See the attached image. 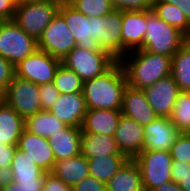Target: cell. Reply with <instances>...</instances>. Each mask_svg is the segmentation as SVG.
<instances>
[{"label": "cell", "instance_id": "7c38bea8", "mask_svg": "<svg viewBox=\"0 0 190 191\" xmlns=\"http://www.w3.org/2000/svg\"><path fill=\"white\" fill-rule=\"evenodd\" d=\"M147 101L158 117H170L180 91L174 78L169 75L145 88Z\"/></svg>", "mask_w": 190, "mask_h": 191}, {"label": "cell", "instance_id": "4316f807", "mask_svg": "<svg viewBox=\"0 0 190 191\" xmlns=\"http://www.w3.org/2000/svg\"><path fill=\"white\" fill-rule=\"evenodd\" d=\"M24 127L25 130L32 134L48 139L50 135L60 132L67 125L53 116L49 111L41 110L34 115L26 117Z\"/></svg>", "mask_w": 190, "mask_h": 191}, {"label": "cell", "instance_id": "484cf974", "mask_svg": "<svg viewBox=\"0 0 190 191\" xmlns=\"http://www.w3.org/2000/svg\"><path fill=\"white\" fill-rule=\"evenodd\" d=\"M107 191H144L141 171L134 159H129L106 183Z\"/></svg>", "mask_w": 190, "mask_h": 191}, {"label": "cell", "instance_id": "7bdbcfd3", "mask_svg": "<svg viewBox=\"0 0 190 191\" xmlns=\"http://www.w3.org/2000/svg\"><path fill=\"white\" fill-rule=\"evenodd\" d=\"M17 0H0V21L13 20Z\"/></svg>", "mask_w": 190, "mask_h": 191}, {"label": "cell", "instance_id": "c3c4849f", "mask_svg": "<svg viewBox=\"0 0 190 191\" xmlns=\"http://www.w3.org/2000/svg\"><path fill=\"white\" fill-rule=\"evenodd\" d=\"M53 1H61V0H17V2H34V3L53 2Z\"/></svg>", "mask_w": 190, "mask_h": 191}, {"label": "cell", "instance_id": "d6a6232c", "mask_svg": "<svg viewBox=\"0 0 190 191\" xmlns=\"http://www.w3.org/2000/svg\"><path fill=\"white\" fill-rule=\"evenodd\" d=\"M67 2L88 18L105 16L114 10L110 0H67Z\"/></svg>", "mask_w": 190, "mask_h": 191}, {"label": "cell", "instance_id": "f546056e", "mask_svg": "<svg viewBox=\"0 0 190 191\" xmlns=\"http://www.w3.org/2000/svg\"><path fill=\"white\" fill-rule=\"evenodd\" d=\"M151 10L158 18L176 27L190 38V21L178 6L165 2H153Z\"/></svg>", "mask_w": 190, "mask_h": 191}, {"label": "cell", "instance_id": "681fc988", "mask_svg": "<svg viewBox=\"0 0 190 191\" xmlns=\"http://www.w3.org/2000/svg\"><path fill=\"white\" fill-rule=\"evenodd\" d=\"M185 133L190 135V127H189V129Z\"/></svg>", "mask_w": 190, "mask_h": 191}, {"label": "cell", "instance_id": "f35d334b", "mask_svg": "<svg viewBox=\"0 0 190 191\" xmlns=\"http://www.w3.org/2000/svg\"><path fill=\"white\" fill-rule=\"evenodd\" d=\"M72 191H107V189L104 182L89 175L74 185Z\"/></svg>", "mask_w": 190, "mask_h": 191}, {"label": "cell", "instance_id": "ffe728a7", "mask_svg": "<svg viewBox=\"0 0 190 191\" xmlns=\"http://www.w3.org/2000/svg\"><path fill=\"white\" fill-rule=\"evenodd\" d=\"M121 115V110H87L81 131L84 133L114 136Z\"/></svg>", "mask_w": 190, "mask_h": 191}, {"label": "cell", "instance_id": "e0dca14e", "mask_svg": "<svg viewBox=\"0 0 190 191\" xmlns=\"http://www.w3.org/2000/svg\"><path fill=\"white\" fill-rule=\"evenodd\" d=\"M179 133L168 117H157L144 126L143 150L170 152Z\"/></svg>", "mask_w": 190, "mask_h": 191}, {"label": "cell", "instance_id": "6da1fadb", "mask_svg": "<svg viewBox=\"0 0 190 191\" xmlns=\"http://www.w3.org/2000/svg\"><path fill=\"white\" fill-rule=\"evenodd\" d=\"M127 78L120 61L103 74L83 82L87 110H121Z\"/></svg>", "mask_w": 190, "mask_h": 191}, {"label": "cell", "instance_id": "b9f144b4", "mask_svg": "<svg viewBox=\"0 0 190 191\" xmlns=\"http://www.w3.org/2000/svg\"><path fill=\"white\" fill-rule=\"evenodd\" d=\"M42 191H72V187L51 173H46Z\"/></svg>", "mask_w": 190, "mask_h": 191}, {"label": "cell", "instance_id": "8992f818", "mask_svg": "<svg viewBox=\"0 0 190 191\" xmlns=\"http://www.w3.org/2000/svg\"><path fill=\"white\" fill-rule=\"evenodd\" d=\"M116 61L106 51L85 50L76 46L64 57L62 64L86 82L106 72Z\"/></svg>", "mask_w": 190, "mask_h": 191}, {"label": "cell", "instance_id": "f1b7e54d", "mask_svg": "<svg viewBox=\"0 0 190 191\" xmlns=\"http://www.w3.org/2000/svg\"><path fill=\"white\" fill-rule=\"evenodd\" d=\"M171 76L180 92H190V38L172 56Z\"/></svg>", "mask_w": 190, "mask_h": 191}, {"label": "cell", "instance_id": "ac0fdd59", "mask_svg": "<svg viewBox=\"0 0 190 191\" xmlns=\"http://www.w3.org/2000/svg\"><path fill=\"white\" fill-rule=\"evenodd\" d=\"M17 148L25 152L46 173L51 172L56 160L47 138L32 134L24 129L18 140Z\"/></svg>", "mask_w": 190, "mask_h": 191}, {"label": "cell", "instance_id": "ee69618b", "mask_svg": "<svg viewBox=\"0 0 190 191\" xmlns=\"http://www.w3.org/2000/svg\"><path fill=\"white\" fill-rule=\"evenodd\" d=\"M154 2H165L178 6L190 21V0H154Z\"/></svg>", "mask_w": 190, "mask_h": 191}, {"label": "cell", "instance_id": "2e32d148", "mask_svg": "<svg viewBox=\"0 0 190 191\" xmlns=\"http://www.w3.org/2000/svg\"><path fill=\"white\" fill-rule=\"evenodd\" d=\"M114 139L121 153L129 159H134L143 151L144 126L122 114Z\"/></svg>", "mask_w": 190, "mask_h": 191}, {"label": "cell", "instance_id": "f6af8a7d", "mask_svg": "<svg viewBox=\"0 0 190 191\" xmlns=\"http://www.w3.org/2000/svg\"><path fill=\"white\" fill-rule=\"evenodd\" d=\"M151 191H183V190L179 187L177 183L170 181L155 187Z\"/></svg>", "mask_w": 190, "mask_h": 191}, {"label": "cell", "instance_id": "e575fe53", "mask_svg": "<svg viewBox=\"0 0 190 191\" xmlns=\"http://www.w3.org/2000/svg\"><path fill=\"white\" fill-rule=\"evenodd\" d=\"M114 10L146 11L152 9L154 0H110Z\"/></svg>", "mask_w": 190, "mask_h": 191}, {"label": "cell", "instance_id": "60d3db41", "mask_svg": "<svg viewBox=\"0 0 190 191\" xmlns=\"http://www.w3.org/2000/svg\"><path fill=\"white\" fill-rule=\"evenodd\" d=\"M190 175V164L173 160L171 169V181L179 184L181 180Z\"/></svg>", "mask_w": 190, "mask_h": 191}, {"label": "cell", "instance_id": "836d02e7", "mask_svg": "<svg viewBox=\"0 0 190 191\" xmlns=\"http://www.w3.org/2000/svg\"><path fill=\"white\" fill-rule=\"evenodd\" d=\"M170 154L173 160L190 164V135L180 132L171 147Z\"/></svg>", "mask_w": 190, "mask_h": 191}, {"label": "cell", "instance_id": "ba28073f", "mask_svg": "<svg viewBox=\"0 0 190 191\" xmlns=\"http://www.w3.org/2000/svg\"><path fill=\"white\" fill-rule=\"evenodd\" d=\"M91 38L101 50L108 52L117 61L121 59L122 11L113 10L101 17H90Z\"/></svg>", "mask_w": 190, "mask_h": 191}, {"label": "cell", "instance_id": "4fadbf2b", "mask_svg": "<svg viewBox=\"0 0 190 191\" xmlns=\"http://www.w3.org/2000/svg\"><path fill=\"white\" fill-rule=\"evenodd\" d=\"M58 14L64 19L78 47L85 50L104 51L98 47L97 42L90 36V18L74 9L67 1L61 2Z\"/></svg>", "mask_w": 190, "mask_h": 191}, {"label": "cell", "instance_id": "8d00e7d4", "mask_svg": "<svg viewBox=\"0 0 190 191\" xmlns=\"http://www.w3.org/2000/svg\"><path fill=\"white\" fill-rule=\"evenodd\" d=\"M15 76V67L0 56V96L6 91Z\"/></svg>", "mask_w": 190, "mask_h": 191}, {"label": "cell", "instance_id": "52a82bcc", "mask_svg": "<svg viewBox=\"0 0 190 191\" xmlns=\"http://www.w3.org/2000/svg\"><path fill=\"white\" fill-rule=\"evenodd\" d=\"M141 171L144 191L171 181L173 159L168 151L143 150L135 158Z\"/></svg>", "mask_w": 190, "mask_h": 191}, {"label": "cell", "instance_id": "74e56055", "mask_svg": "<svg viewBox=\"0 0 190 191\" xmlns=\"http://www.w3.org/2000/svg\"><path fill=\"white\" fill-rule=\"evenodd\" d=\"M44 181L35 182H13L9 180L0 191H42Z\"/></svg>", "mask_w": 190, "mask_h": 191}, {"label": "cell", "instance_id": "4dcf8cb0", "mask_svg": "<svg viewBox=\"0 0 190 191\" xmlns=\"http://www.w3.org/2000/svg\"><path fill=\"white\" fill-rule=\"evenodd\" d=\"M52 83L60 94L83 92L82 79L62 63L58 67Z\"/></svg>", "mask_w": 190, "mask_h": 191}, {"label": "cell", "instance_id": "277c9868", "mask_svg": "<svg viewBox=\"0 0 190 191\" xmlns=\"http://www.w3.org/2000/svg\"><path fill=\"white\" fill-rule=\"evenodd\" d=\"M61 2H17L13 21L38 41L44 29L57 15Z\"/></svg>", "mask_w": 190, "mask_h": 191}, {"label": "cell", "instance_id": "7dc6e473", "mask_svg": "<svg viewBox=\"0 0 190 191\" xmlns=\"http://www.w3.org/2000/svg\"><path fill=\"white\" fill-rule=\"evenodd\" d=\"M178 185L183 191H190V175L183 178Z\"/></svg>", "mask_w": 190, "mask_h": 191}, {"label": "cell", "instance_id": "1f68e13d", "mask_svg": "<svg viewBox=\"0 0 190 191\" xmlns=\"http://www.w3.org/2000/svg\"><path fill=\"white\" fill-rule=\"evenodd\" d=\"M179 132H186L190 127V92H180L169 117Z\"/></svg>", "mask_w": 190, "mask_h": 191}, {"label": "cell", "instance_id": "603a6c76", "mask_svg": "<svg viewBox=\"0 0 190 191\" xmlns=\"http://www.w3.org/2000/svg\"><path fill=\"white\" fill-rule=\"evenodd\" d=\"M81 154L87 159L121 153L114 136L84 133L81 134Z\"/></svg>", "mask_w": 190, "mask_h": 191}, {"label": "cell", "instance_id": "8fae6325", "mask_svg": "<svg viewBox=\"0 0 190 191\" xmlns=\"http://www.w3.org/2000/svg\"><path fill=\"white\" fill-rule=\"evenodd\" d=\"M77 43L64 19L57 13L38 39V49L63 60Z\"/></svg>", "mask_w": 190, "mask_h": 191}, {"label": "cell", "instance_id": "44dd1931", "mask_svg": "<svg viewBox=\"0 0 190 191\" xmlns=\"http://www.w3.org/2000/svg\"><path fill=\"white\" fill-rule=\"evenodd\" d=\"M81 128L67 126L48 138L55 160L68 159L81 154Z\"/></svg>", "mask_w": 190, "mask_h": 191}, {"label": "cell", "instance_id": "d4e9b609", "mask_svg": "<svg viewBox=\"0 0 190 191\" xmlns=\"http://www.w3.org/2000/svg\"><path fill=\"white\" fill-rule=\"evenodd\" d=\"M9 172L13 182L44 181L46 172L35 164L25 152L16 149Z\"/></svg>", "mask_w": 190, "mask_h": 191}, {"label": "cell", "instance_id": "cb8c5ba5", "mask_svg": "<svg viewBox=\"0 0 190 191\" xmlns=\"http://www.w3.org/2000/svg\"><path fill=\"white\" fill-rule=\"evenodd\" d=\"M25 119L0 99V144L17 145Z\"/></svg>", "mask_w": 190, "mask_h": 191}, {"label": "cell", "instance_id": "7402d4cb", "mask_svg": "<svg viewBox=\"0 0 190 191\" xmlns=\"http://www.w3.org/2000/svg\"><path fill=\"white\" fill-rule=\"evenodd\" d=\"M50 173L73 187L89 176V164L87 158L79 154L72 158L55 161Z\"/></svg>", "mask_w": 190, "mask_h": 191}, {"label": "cell", "instance_id": "30bf717a", "mask_svg": "<svg viewBox=\"0 0 190 191\" xmlns=\"http://www.w3.org/2000/svg\"><path fill=\"white\" fill-rule=\"evenodd\" d=\"M62 60L37 49L15 67V76L37 85L52 83Z\"/></svg>", "mask_w": 190, "mask_h": 191}, {"label": "cell", "instance_id": "5bb4252c", "mask_svg": "<svg viewBox=\"0 0 190 191\" xmlns=\"http://www.w3.org/2000/svg\"><path fill=\"white\" fill-rule=\"evenodd\" d=\"M146 11H122L121 58L130 51L141 49L146 34Z\"/></svg>", "mask_w": 190, "mask_h": 191}, {"label": "cell", "instance_id": "9c48e42d", "mask_svg": "<svg viewBox=\"0 0 190 191\" xmlns=\"http://www.w3.org/2000/svg\"><path fill=\"white\" fill-rule=\"evenodd\" d=\"M1 99L24 119L41 111L39 85L14 76Z\"/></svg>", "mask_w": 190, "mask_h": 191}, {"label": "cell", "instance_id": "ab89813d", "mask_svg": "<svg viewBox=\"0 0 190 191\" xmlns=\"http://www.w3.org/2000/svg\"><path fill=\"white\" fill-rule=\"evenodd\" d=\"M16 149L17 145L0 144V169L10 170Z\"/></svg>", "mask_w": 190, "mask_h": 191}, {"label": "cell", "instance_id": "83f0119b", "mask_svg": "<svg viewBox=\"0 0 190 191\" xmlns=\"http://www.w3.org/2000/svg\"><path fill=\"white\" fill-rule=\"evenodd\" d=\"M128 160L126 155H106L87 159L89 175L106 184Z\"/></svg>", "mask_w": 190, "mask_h": 191}, {"label": "cell", "instance_id": "d590c367", "mask_svg": "<svg viewBox=\"0 0 190 191\" xmlns=\"http://www.w3.org/2000/svg\"><path fill=\"white\" fill-rule=\"evenodd\" d=\"M39 94L41 110L49 111L52 105L57 101L59 91L53 83L39 85Z\"/></svg>", "mask_w": 190, "mask_h": 191}, {"label": "cell", "instance_id": "9a60e30c", "mask_svg": "<svg viewBox=\"0 0 190 191\" xmlns=\"http://www.w3.org/2000/svg\"><path fill=\"white\" fill-rule=\"evenodd\" d=\"M49 112L67 126L81 128L87 112L83 92L59 94Z\"/></svg>", "mask_w": 190, "mask_h": 191}, {"label": "cell", "instance_id": "bcb514c9", "mask_svg": "<svg viewBox=\"0 0 190 191\" xmlns=\"http://www.w3.org/2000/svg\"><path fill=\"white\" fill-rule=\"evenodd\" d=\"M9 181V172L4 169H0V188Z\"/></svg>", "mask_w": 190, "mask_h": 191}, {"label": "cell", "instance_id": "5b68a950", "mask_svg": "<svg viewBox=\"0 0 190 191\" xmlns=\"http://www.w3.org/2000/svg\"><path fill=\"white\" fill-rule=\"evenodd\" d=\"M38 49V41L13 20L0 21V56L16 67Z\"/></svg>", "mask_w": 190, "mask_h": 191}, {"label": "cell", "instance_id": "d6986e66", "mask_svg": "<svg viewBox=\"0 0 190 191\" xmlns=\"http://www.w3.org/2000/svg\"><path fill=\"white\" fill-rule=\"evenodd\" d=\"M121 112L143 126L150 124L158 117L148 103L144 91L128 85L123 93Z\"/></svg>", "mask_w": 190, "mask_h": 191}, {"label": "cell", "instance_id": "7a4b0ae2", "mask_svg": "<svg viewBox=\"0 0 190 191\" xmlns=\"http://www.w3.org/2000/svg\"><path fill=\"white\" fill-rule=\"evenodd\" d=\"M119 61L124 68L127 85L134 89L144 90L171 75L172 57L166 55L137 49L127 52Z\"/></svg>", "mask_w": 190, "mask_h": 191}, {"label": "cell", "instance_id": "3957f363", "mask_svg": "<svg viewBox=\"0 0 190 191\" xmlns=\"http://www.w3.org/2000/svg\"><path fill=\"white\" fill-rule=\"evenodd\" d=\"M142 50L172 57L189 39L176 27L158 18L151 9L147 10V27Z\"/></svg>", "mask_w": 190, "mask_h": 191}]
</instances>
